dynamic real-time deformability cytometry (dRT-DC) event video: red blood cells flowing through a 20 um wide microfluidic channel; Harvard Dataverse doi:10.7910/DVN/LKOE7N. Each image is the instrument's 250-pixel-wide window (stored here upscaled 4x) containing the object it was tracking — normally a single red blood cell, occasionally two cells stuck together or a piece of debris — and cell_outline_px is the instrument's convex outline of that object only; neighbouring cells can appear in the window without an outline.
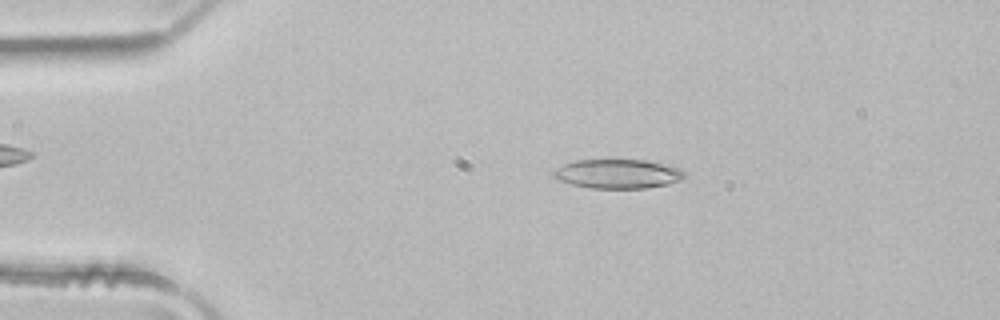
{"species": "common noctule bat (a hibernating species)", "species_latin": "Nyctalus noctula", "temperature_condition": "room temperature", "stored_images_in_passage": 3, "camera_frame_rate_fps": 3000, "um_per_image_px": 0.085, "animal": {"sex": "male", "body_mass_g": 21.5, "forearm_length_mm": 52.0}, "frame": {"image": 1, "passage_image": 2, "time_ms": 0.333, "image_size_px": [1000, 320], "cell_outline_px": [[684, 176], [680, 180], [668, 184], [648, 188], [592, 188], [572, 184], [556, 180], [552, 176], [552, 172], [556, 168], [564, 164], [576, 160], [648, 160], [672, 164], [680, 168], [684, 172]], "centroid_in_image_um": [52.53, 14.77], "position_along_channel_um": 32.5, "area_um2": 22.54}}